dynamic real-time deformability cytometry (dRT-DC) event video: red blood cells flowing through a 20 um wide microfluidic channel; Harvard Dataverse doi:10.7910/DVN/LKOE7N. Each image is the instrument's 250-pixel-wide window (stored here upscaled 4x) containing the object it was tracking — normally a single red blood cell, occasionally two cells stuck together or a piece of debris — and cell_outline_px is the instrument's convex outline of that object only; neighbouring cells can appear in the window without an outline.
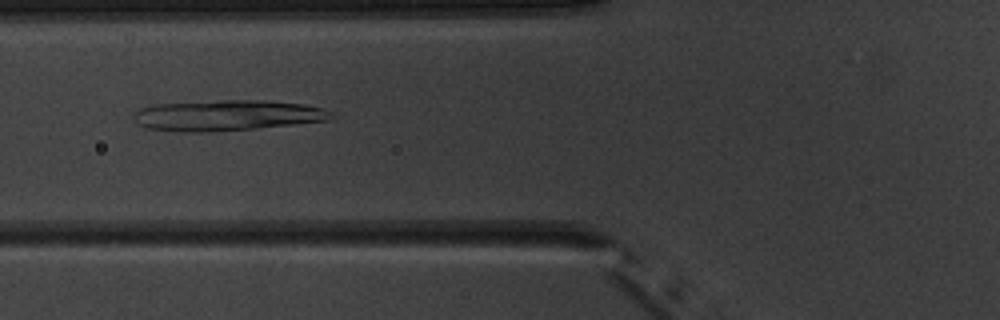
{"species": "common noctule bat (a hibernating species)", "species_latin": "Nyctalus noctula", "temperature_condition": "warm", "stored_images_in_passage": 4, "camera_frame_rate_fps": 3000, "um_per_image_px": 0.085, "animal": {"sex": "male", "body_mass_g": 20.1, "forearm_length_mm": 53.5}, "frame": {"image": 1, "passage_image": 3, "time_ms": 2.333, "image_size_px": [1000, 320], "cell_outline_px": [[336, 116], [332, 120], [256, 128], [208, 132], [180, 132], [144, 128], [136, 124], [132, 116], [140, 108], [156, 104], [224, 100], [264, 100], [304, 104], [324, 108], [332, 112]], "centroid_in_image_um": [19.31, 9.81], "position_along_channel_um": 106.5, "area_um2": 35.66}}